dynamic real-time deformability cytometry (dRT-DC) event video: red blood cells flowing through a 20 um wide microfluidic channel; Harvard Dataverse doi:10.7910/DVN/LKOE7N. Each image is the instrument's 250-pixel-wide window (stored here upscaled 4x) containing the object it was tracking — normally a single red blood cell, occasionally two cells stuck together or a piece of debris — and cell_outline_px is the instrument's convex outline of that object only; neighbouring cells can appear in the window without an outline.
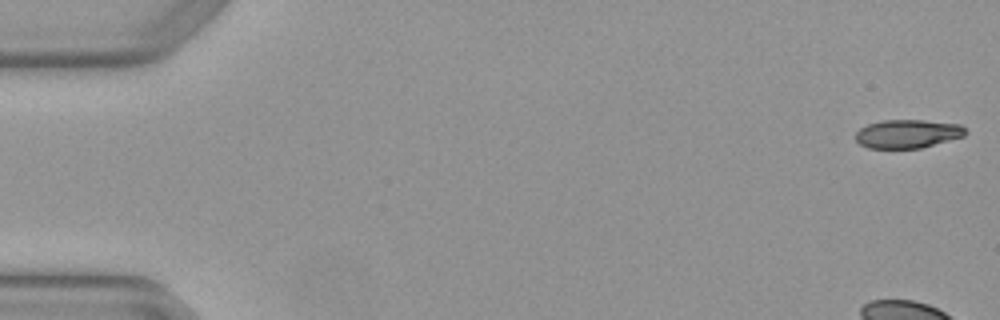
{"species": "Egyptian fruit bat (a non-hibernating species)", "species_latin": "Rousettus aegyptiacus", "temperature_condition": "warm", "stored_images_in_passage": 5, "camera_frame_rate_fps": 3000, "um_per_image_px": 0.085, "animal": {"sex": "female"}, "frame": {"image": 1, "passage_image": 1, "time_ms": 0.0, "image_size_px": [1000, 320], "cell_outline_px": [[968, 132], [964, 136], [920, 148], [868, 148], [860, 144], [856, 140], [856, 132], [860, 128], [868, 124], [884, 120], [924, 120], [960, 124]], "centroid_in_image_um": [77.15, 11.37], "position_along_channel_um": 7.9, "area_um2": 18.21}}